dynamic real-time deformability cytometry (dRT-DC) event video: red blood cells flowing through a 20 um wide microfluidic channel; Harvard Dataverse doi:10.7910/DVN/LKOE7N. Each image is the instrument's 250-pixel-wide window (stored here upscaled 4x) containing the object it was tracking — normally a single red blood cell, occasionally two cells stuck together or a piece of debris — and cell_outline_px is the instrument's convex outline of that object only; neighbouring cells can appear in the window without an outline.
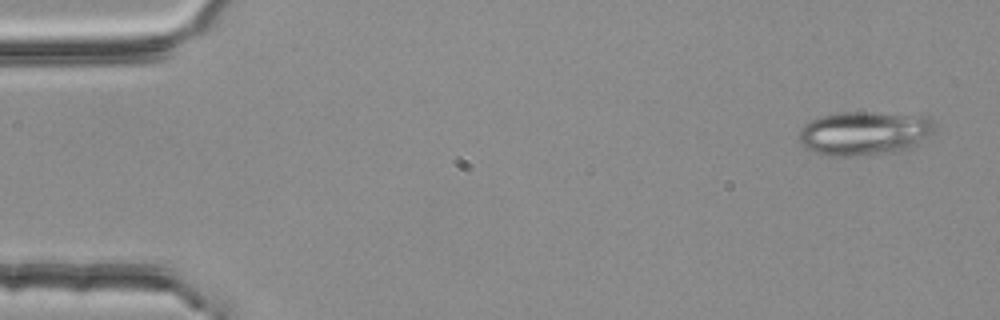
{"species": "common noctule bat (a hibernating species)", "species_latin": "Nyctalus noctula", "temperature_condition": "room temperature", "stored_images_in_passage": 3, "segment_of_instrument_passage": [2, 2], "camera_frame_rate_fps": 3000, "um_per_image_px": 0.085, "animal": {"sex": "female", "body_mass_g": 25.1}, "frame": {"image": 1, "passage_image": 3, "time_ms": 0.667, "image_size_px": [1000, 320], "cell_outline_px": [[936, 128], [916, 148], [900, 152], [852, 156], [828, 156], [812, 152], [804, 148], [796, 136], [800, 128], [804, 124], [820, 116], [836, 112], [872, 112], [928, 116], [936, 124]], "centroid_in_image_um": [73.47, 11.34], "position_along_channel_um": 11.5, "area_um2": 35.72}}